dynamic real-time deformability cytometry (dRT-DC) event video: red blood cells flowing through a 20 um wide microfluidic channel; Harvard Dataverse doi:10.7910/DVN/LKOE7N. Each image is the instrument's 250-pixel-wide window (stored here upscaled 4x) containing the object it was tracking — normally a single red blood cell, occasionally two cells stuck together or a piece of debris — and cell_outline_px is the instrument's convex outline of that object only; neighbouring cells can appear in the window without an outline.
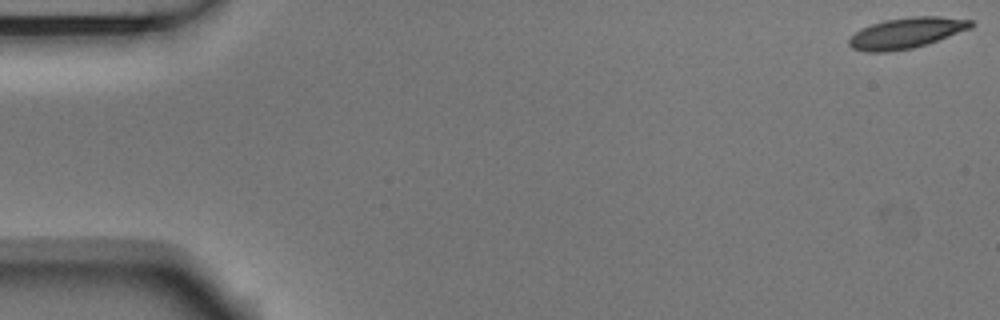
{"species": "Egyptian fruit bat (a non-hibernating species)", "species_latin": "Rousettus aegyptiacus", "temperature_condition": "room temperature", "stored_images_in_passage": 5, "camera_frame_rate_fps": 3000, "um_per_image_px": 0.085, "animal": {"sex": "male"}, "frame": {"image": 1, "passage_image": 1, "time_ms": 0.0, "image_size_px": [1000, 320], "cell_outline_px": [[972, 28], [928, 44], [912, 48], [888, 52], [864, 52], [852, 48], [848, 44], [848, 40], [856, 32], [872, 24], [884, 20], [912, 16], [940, 16], [972, 20]], "centroid_in_image_um": [77.06, 2.81], "position_along_channel_um": 7.9, "area_um2": 21.85}}